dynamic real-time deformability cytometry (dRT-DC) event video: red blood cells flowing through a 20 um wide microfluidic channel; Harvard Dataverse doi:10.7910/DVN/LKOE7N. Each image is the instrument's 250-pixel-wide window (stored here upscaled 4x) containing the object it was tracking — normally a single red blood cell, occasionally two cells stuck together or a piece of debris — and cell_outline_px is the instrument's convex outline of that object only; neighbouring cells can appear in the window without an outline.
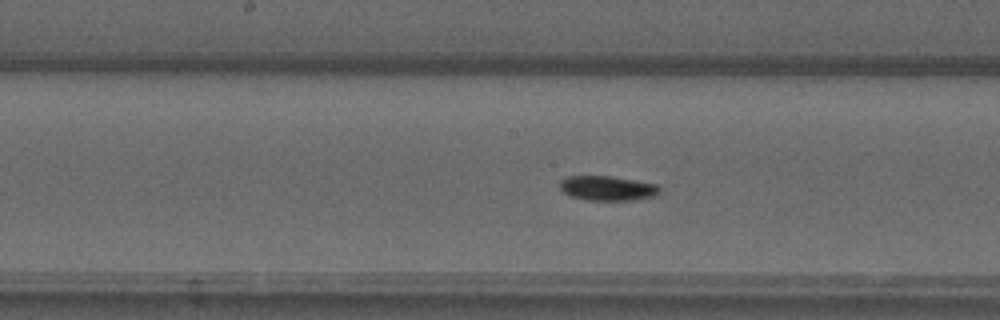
{"species": "common noctule bat (a hibernating species)", "species_latin": "Nyctalus noctula", "temperature_condition": "warm", "stored_images_in_passage": 56, "segment_of_instrument_passage": [1, 2], "camera_frame_rate_fps": 3000, "um_per_image_px": 0.085, "animal": {"sex": "male", "forearm_length_mm": 52.5}, "frame": {"image": 1, "passage_image": 28, "time_ms": 9.0, "image_size_px": [1000, 320], "cell_outline_px": [[660, 192], [652, 196], [632, 200], [584, 200], [572, 196], [564, 192], [560, 188], [560, 180], [568, 176], [608, 176], [656, 184], [660, 188]], "centroid_in_image_um": [51.6, 16.0], "position_along_channel_um": 196.6, "area_um2": 14.1}}
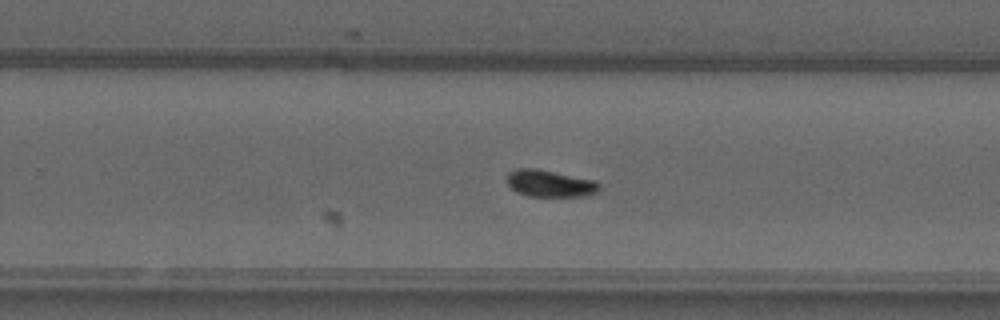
{"frame": {"image": 2, "passage_image": 35, "time_ms": 11.333, "image_size_px": [1000, 320], "cell_outline_px": [[600, 188], [596, 192], [588, 196], [528, 196], [516, 192], [504, 180], [508, 172], [520, 168], [536, 168], [596, 180], [600, 184]], "centroid_in_image_um": [46.73, 15.59], "position_along_channel_um": 283.1, "area_um2": 14.68}}
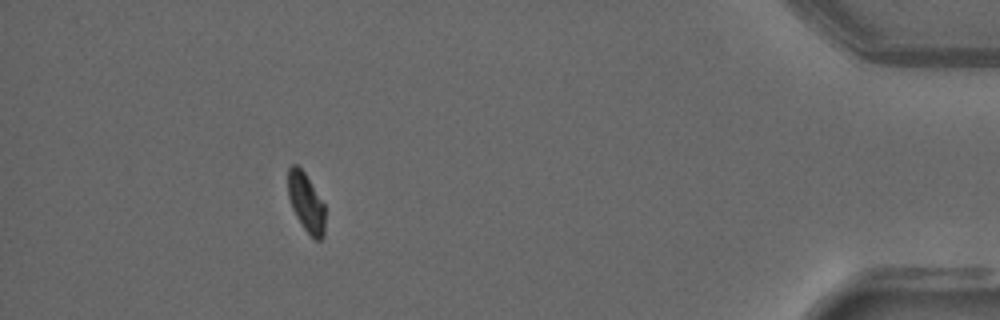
{"frame": {"image": 3, "passage_image": 50, "time_ms": 16.333, "image_size_px": [1000, 320], "cell_outline_px": [[324, 236], [320, 240], [316, 240], [304, 228], [296, 216], [292, 208], [288, 196], [288, 168], [292, 164], [296, 164], [304, 172], [324, 204]], "centroid_in_image_um": [26.0, 17.2], "position_along_channel_um": 409.2, "area_um2": 12.48}}